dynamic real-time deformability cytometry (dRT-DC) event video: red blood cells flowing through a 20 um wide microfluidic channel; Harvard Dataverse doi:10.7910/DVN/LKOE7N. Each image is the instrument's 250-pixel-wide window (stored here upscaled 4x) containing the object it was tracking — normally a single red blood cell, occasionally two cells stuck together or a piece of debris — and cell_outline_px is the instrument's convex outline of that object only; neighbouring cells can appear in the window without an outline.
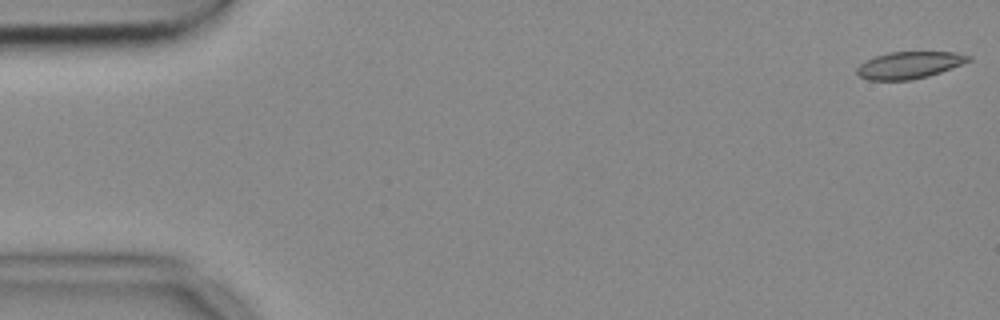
{"species": "common noctule bat (a hibernating species)", "species_latin": "Nyctalus noctula", "temperature_condition": "cold", "stored_images_in_passage": 54, "camera_frame_rate_fps": 3000, "um_per_image_px": 0.085, "animal": {"sex": "female", "body_mass_g": 18.4}, "frame": {"image": 1, "passage_image": 1, "time_ms": 0.0, "image_size_px": [1000, 320], "cell_outline_px": [[972, 60], [952, 68], [928, 76], [908, 80], [868, 80], [860, 76], [856, 72], [856, 68], [860, 64], [876, 56], [888, 52], [956, 52], [972, 56]], "centroid_in_image_um": [77.31, 5.53], "position_along_channel_um": 7.7, "area_um2": 17.46}}
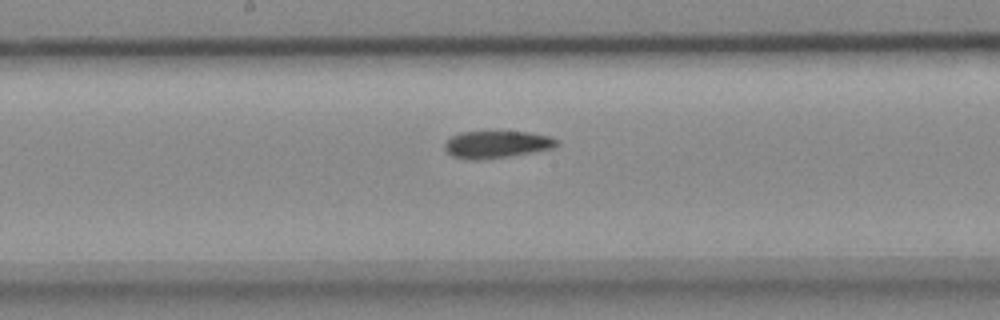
{"frame": {"image": 2, "passage_image": 28, "time_ms": 9.0, "image_size_px": [1000, 320], "cell_outline_px": [[560, 144], [556, 148], [508, 156], [480, 160], [472, 160], [452, 156], [444, 148], [444, 144], [452, 136], [460, 132], [532, 132], [552, 136], [560, 140]], "centroid_in_image_um": [42.3, 12.27], "position_along_channel_um": 205.9, "area_um2": 17.92}}
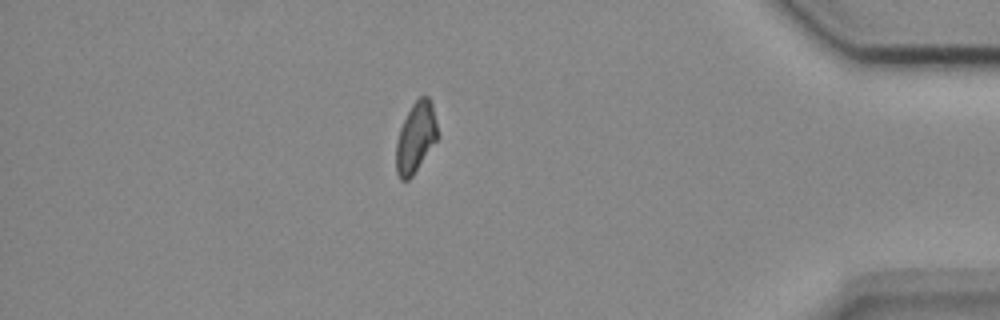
{"frame": {"image": 3, "passage_image": 47, "time_ms": 15.333, "image_size_px": [1000, 320], "cell_outline_px": [[436, 140], [412, 176], [408, 180], [400, 180], [396, 172], [396, 140], [400, 128], [412, 104], [420, 96], [428, 96], [432, 104], [436, 124]], "centroid_in_image_um": [35.3, 11.69], "position_along_channel_um": 399.9, "area_um2": 16.59}, "authors_computed_cell_mechanics": {"area_um2": 18.0625, "velocity_mm_per_s": 3.6857, "shape_relaxation_time_tau1_ms": null, "shape_relaxation_time_tau2_ms": 5.0933, "deformation_change_tau1": null, "deformation_change_tau2": 0.1164}}